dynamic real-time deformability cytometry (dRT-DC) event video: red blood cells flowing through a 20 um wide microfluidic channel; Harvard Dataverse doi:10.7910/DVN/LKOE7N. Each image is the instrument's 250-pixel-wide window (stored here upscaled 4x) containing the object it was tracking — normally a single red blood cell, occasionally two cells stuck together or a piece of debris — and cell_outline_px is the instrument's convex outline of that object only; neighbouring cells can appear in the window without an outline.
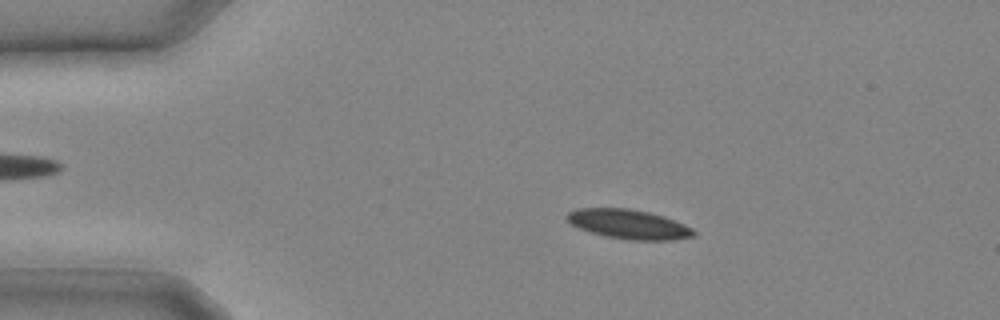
{"species": "common noctule bat (a hibernating species)", "species_latin": "Nyctalus noctula", "temperature_condition": "cold", "stored_images_in_passage": 12, "camera_frame_rate_fps": 3000, "um_per_image_px": 0.085, "animal": {"sex": "male", "body_mass_g": 20.4}, "frame": {"image": 1, "passage_image": 4, "time_ms": 1.0, "image_size_px": [1000, 320], "cell_outline_px": [[696, 236], [672, 240], [628, 240], [604, 236], [580, 228], [572, 224], [564, 216], [568, 212], [576, 208], [628, 208], [648, 212], [664, 216], [684, 224], [692, 228], [696, 232]], "centroid_in_image_um": [53.45, 19.06], "position_along_channel_um": 31.6, "area_um2": 21.79}}
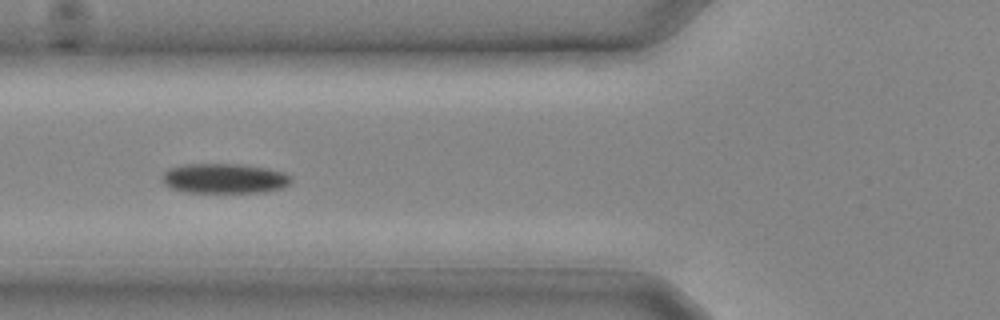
{"frame": {"image": 2, "passage_image": 9, "time_ms": 2.667, "image_size_px": [1000, 320], "cell_outline_px": [[292, 180], [288, 184], [280, 188], [264, 192], [184, 192], [168, 188], [160, 180], [164, 172], [168, 168], [184, 164], [240, 164], [268, 168], [284, 172], [292, 176]], "centroid_in_image_um": [19.03, 15.16], "position_along_channel_um": 106.8, "area_um2": 22.72}}
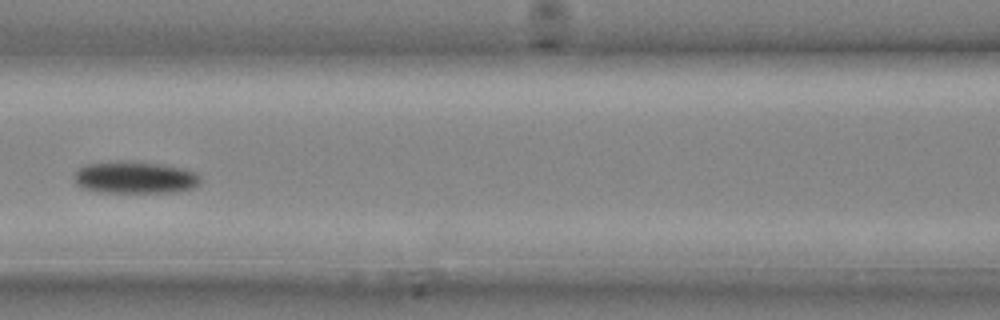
{"frame": {"image": 3, "passage_image": 11, "time_ms": 3.333, "image_size_px": [1000, 320], "cell_outline_px": [[200, 184], [192, 188], [172, 192], [100, 192], [80, 188], [72, 180], [72, 176], [84, 164], [116, 160], [164, 164], [184, 168], [196, 172], [200, 176]], "centroid_in_image_um": [11.43, 15.07], "position_along_channel_um": 155.2, "area_um2": 24.04}}